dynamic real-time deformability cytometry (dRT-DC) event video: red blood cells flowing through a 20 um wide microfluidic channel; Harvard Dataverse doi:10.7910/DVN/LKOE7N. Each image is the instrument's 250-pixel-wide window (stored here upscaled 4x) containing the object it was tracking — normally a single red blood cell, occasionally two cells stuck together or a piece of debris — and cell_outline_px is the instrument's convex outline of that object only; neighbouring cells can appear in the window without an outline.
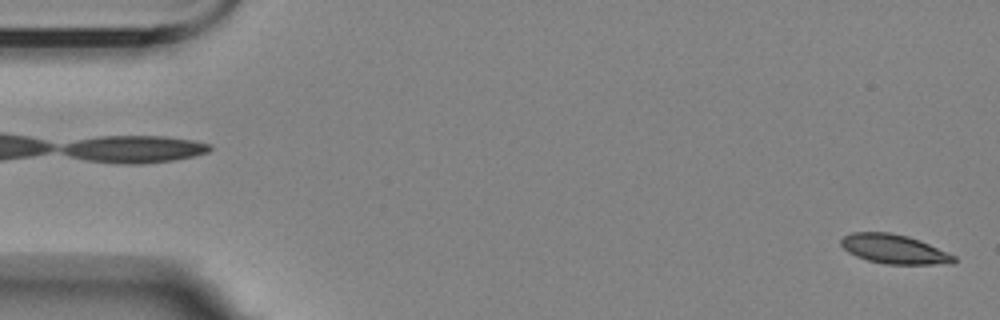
{"species": "Egyptian fruit bat (a non-hibernating species)", "species_latin": "Rousettus aegyptiacus", "temperature_condition": "room temperature", "stored_images_in_passage": 4, "segment_of_instrument_passage": [2, 2], "camera_frame_rate_fps": 3000, "um_per_image_px": 0.085, "animal": {"sex": "female"}, "frame": {"image": 1, "passage_image": 4, "time_ms": 4.333, "image_size_px": [1000, 320], "cell_outline_px": [[956, 260], [952, 264], [888, 264], [868, 260], [856, 256], [848, 252], [840, 244], [840, 240], [844, 236], [852, 232], [888, 232], [908, 236], [920, 240], [948, 252], [956, 256]], "centroid_in_image_um": [76.02, 21.17], "position_along_channel_um": 9.0, "area_um2": 19.25}}